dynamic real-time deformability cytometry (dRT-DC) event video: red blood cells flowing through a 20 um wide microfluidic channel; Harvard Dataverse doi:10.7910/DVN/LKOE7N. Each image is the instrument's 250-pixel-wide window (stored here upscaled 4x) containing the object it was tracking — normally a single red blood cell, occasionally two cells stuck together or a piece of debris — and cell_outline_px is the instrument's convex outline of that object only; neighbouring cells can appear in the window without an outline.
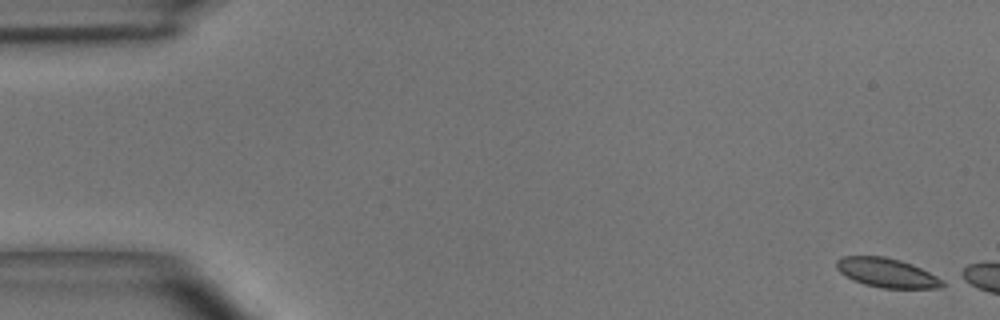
{"species": "common noctule bat (a hibernating species)", "species_latin": "Nyctalus noctula", "temperature_condition": "room temperature", "stored_images_in_passage": 8, "camera_frame_rate_fps": 3000, "um_per_image_px": 0.085, "animal": {"sex": "male", "body_mass_g": 15.6}, "frame": {"image": 1, "passage_image": 1, "time_ms": 0.0, "image_size_px": [1000, 320], "cell_outline_px": [[944, 284], [940, 288], [880, 288], [864, 284], [852, 280], [844, 276], [836, 268], [836, 260], [840, 256], [884, 256], [900, 260], [912, 264], [944, 280]], "centroid_in_image_um": [75.33, 23.18], "position_along_channel_um": 9.7, "area_um2": 18.15}}
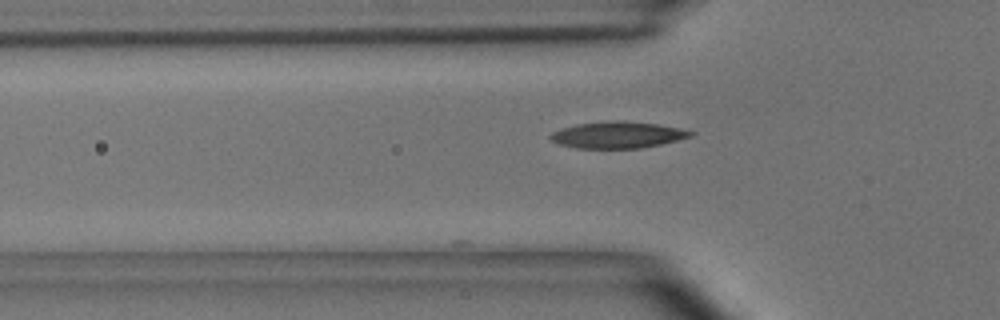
{"frame": {"image": 2, "passage_image": 7, "time_ms": 2.0, "image_size_px": [1000, 320], "cell_outline_px": [[696, 132], [692, 136], [660, 144], [640, 148], [576, 148], [560, 144], [552, 140], [548, 136], [552, 132], [560, 128], [576, 124], [616, 120], [620, 120], [660, 124], [680, 128]], "centroid_in_image_um": [52.5, 11.45], "position_along_channel_um": 73.3, "area_um2": 21.68}}